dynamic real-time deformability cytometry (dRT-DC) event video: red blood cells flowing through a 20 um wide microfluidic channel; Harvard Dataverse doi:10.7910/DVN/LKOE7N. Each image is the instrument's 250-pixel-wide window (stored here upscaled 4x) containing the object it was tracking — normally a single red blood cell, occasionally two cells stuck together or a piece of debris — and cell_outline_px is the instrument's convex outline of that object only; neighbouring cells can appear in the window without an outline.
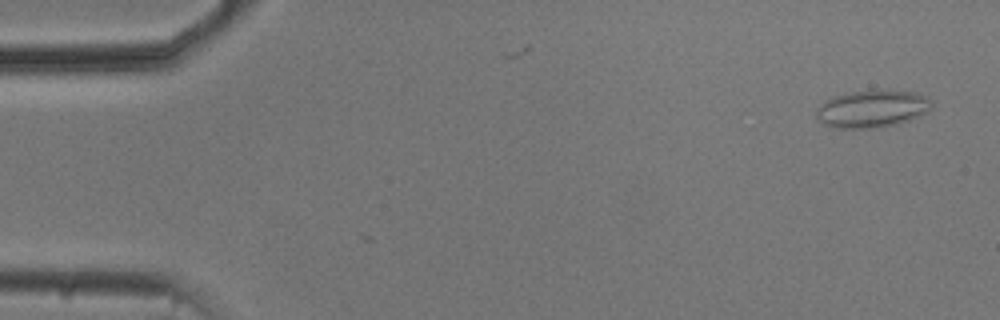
{"species": "common noctule bat (a hibernating species)", "species_latin": "Nyctalus noctula", "temperature_condition": "cold", "stored_images_in_passage": 7, "camera_frame_rate_fps": 3000, "um_per_image_px": 0.085, "animal": {"sex": "male", "body_mass_g": 20.5, "forearm_length_mm": 52.5}, "frame": {"image": 1, "passage_image": 3, "time_ms": 0.667, "image_size_px": [1000, 320], "cell_outline_px": [[932, 108], [928, 112], [920, 116], [896, 124], [876, 128], [832, 128], [824, 124], [816, 116], [816, 108], [824, 100], [832, 96], [868, 88], [884, 88], [916, 92], [928, 96], [932, 100]], "centroid_in_image_um": [74.16, 9.2], "position_along_channel_um": 10.8, "area_um2": 26.13}}